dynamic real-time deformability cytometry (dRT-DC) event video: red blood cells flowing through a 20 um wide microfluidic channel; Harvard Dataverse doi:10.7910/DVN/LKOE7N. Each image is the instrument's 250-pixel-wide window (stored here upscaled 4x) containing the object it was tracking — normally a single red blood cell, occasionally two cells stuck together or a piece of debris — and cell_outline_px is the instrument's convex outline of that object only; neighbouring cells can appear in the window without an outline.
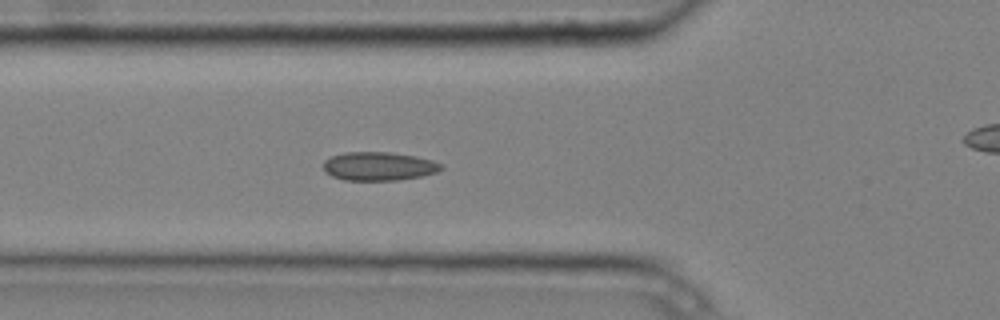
{"species": "common noctule bat (a hibernating species)", "species_latin": "Nyctalus noctula", "temperature_condition": "cold", "stored_images_in_passage": 3, "camera_frame_rate_fps": 3000, "um_per_image_px": 0.085, "animal": {"sex": "male", "body_mass_g": 20.4}, "frame": {"image": 1, "passage_image": 3, "time_ms": 0.667, "image_size_px": [1000, 320], "cell_outline_px": [[444, 168], [436, 172], [420, 176], [396, 180], [344, 180], [332, 176], [324, 172], [324, 160], [332, 156], [348, 152], [388, 152], [416, 156], [432, 160], [444, 164]], "centroid_in_image_um": [32.21, 14.13], "position_along_channel_um": 93.6, "area_um2": 19.59}}